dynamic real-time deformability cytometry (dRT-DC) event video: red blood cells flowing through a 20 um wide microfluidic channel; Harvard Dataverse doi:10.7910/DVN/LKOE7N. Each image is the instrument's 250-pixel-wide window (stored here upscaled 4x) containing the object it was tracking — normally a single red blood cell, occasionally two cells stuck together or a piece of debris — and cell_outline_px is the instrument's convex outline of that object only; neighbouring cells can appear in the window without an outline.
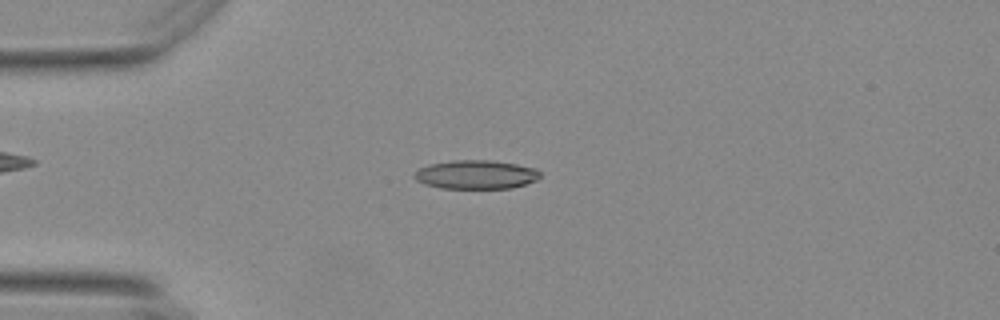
{"species": "Egyptian fruit bat (a non-hibernating species)", "species_latin": "Rousettus aegyptiacus", "temperature_condition": "warm", "stored_images_in_passage": 45, "camera_frame_rate_fps": 3000, "um_per_image_px": 0.085, "animal": {"sex": "female"}, "frame": {"image": 1, "passage_image": 4, "time_ms": 1.0, "image_size_px": [1000, 320], "cell_outline_px": [[540, 176], [536, 180], [512, 188], [440, 188], [424, 184], [416, 180], [412, 176], [420, 168], [428, 164], [452, 160], [488, 160], [516, 164], [536, 168], [540, 172]], "centroid_in_image_um": [40.43, 14.83], "position_along_channel_um": 44.6, "area_um2": 21.1}}
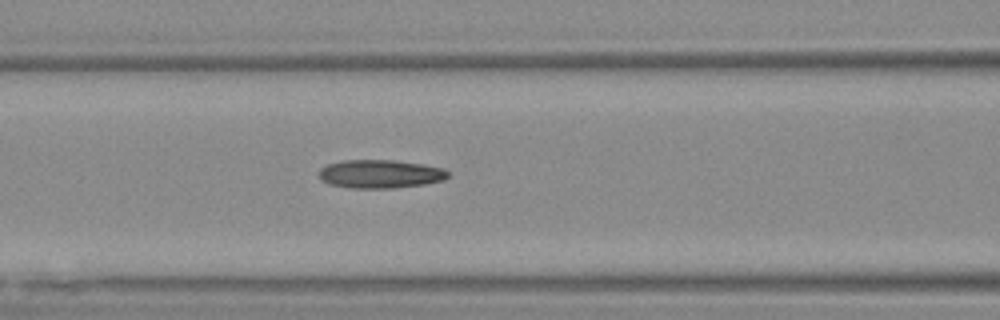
{"frame": {"image": 2, "passage_image": 13, "time_ms": 4.0, "image_size_px": [1000, 320], "cell_outline_px": [[448, 176], [444, 180], [424, 184], [392, 188], [348, 188], [328, 184], [320, 180], [320, 168], [328, 164], [344, 160], [392, 160], [424, 164], [440, 168], [448, 172]], "centroid_in_image_um": [32.28, 14.79], "position_along_channel_um": 134.3, "area_um2": 21.33}}
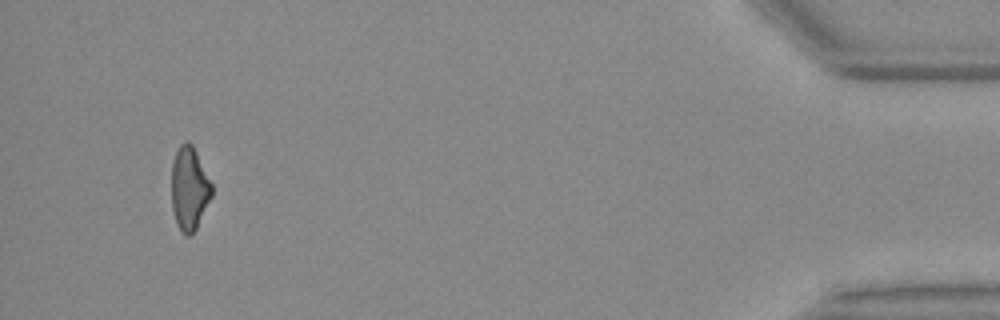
{"frame": {"image": 3, "passage_image": 42, "time_ms": 13.667, "image_size_px": [1000, 320], "cell_outline_px": [[212, 196], [196, 228], [188, 236], [184, 236], [180, 232], [176, 224], [172, 208], [172, 164], [176, 152], [180, 144], [184, 140], [188, 140], [192, 144], [212, 184]], "centroid_in_image_um": [16.08, 16.03], "position_along_channel_um": 419.1, "area_um2": 19.54}, "authors_computed_cell_mechanics": {"area_um2": 20.519, "velocity_mm_per_s": 3.7198, "shape_relaxation_time_tau1_ms": 6.1878, "shape_relaxation_time_tau2_ms": 4.9962, "deformation_change_tau1": 0.1859, "deformation_change_tau2": 0.1671}}